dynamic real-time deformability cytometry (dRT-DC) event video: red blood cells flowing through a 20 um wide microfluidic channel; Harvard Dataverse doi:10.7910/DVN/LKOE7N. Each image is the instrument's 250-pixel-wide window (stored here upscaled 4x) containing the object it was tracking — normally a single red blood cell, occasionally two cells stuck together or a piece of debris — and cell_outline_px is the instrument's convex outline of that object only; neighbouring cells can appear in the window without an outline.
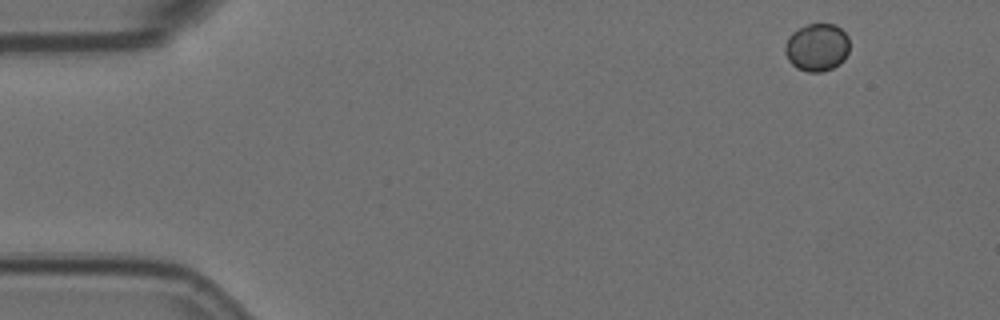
{"species": "Egyptian fruit bat (a non-hibernating species)", "species_latin": "Rousettus aegyptiacus", "temperature_condition": "room temperature", "stored_images_in_passage": 6, "camera_frame_rate_fps": 3000, "um_per_image_px": 0.085, "animal": {"sex": "female"}, "frame": {"image": 1, "passage_image": 1, "time_ms": 0.0, "image_size_px": [1000, 320], "cell_outline_px": [[848, 52], [844, 60], [840, 64], [832, 68], [820, 72], [808, 72], [796, 68], [788, 60], [784, 52], [784, 48], [788, 36], [792, 32], [808, 24], [836, 24], [848, 36]], "centroid_in_image_um": [69.43, 4.03], "position_along_channel_um": 15.6, "area_um2": 18.03}}
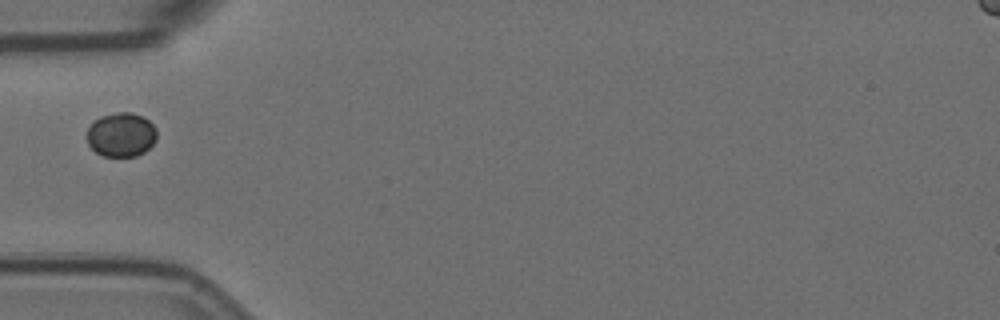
{"frame": {"image": 2, "passage_image": 5, "time_ms": 1.333, "image_size_px": [1000, 320], "cell_outline_px": [[156, 140], [144, 152], [136, 156], [104, 156], [96, 152], [88, 144], [88, 128], [100, 116], [116, 112], [132, 112], [148, 120], [156, 128]], "centroid_in_image_um": [10.31, 11.45], "position_along_channel_um": 74.7, "area_um2": 17.8}}
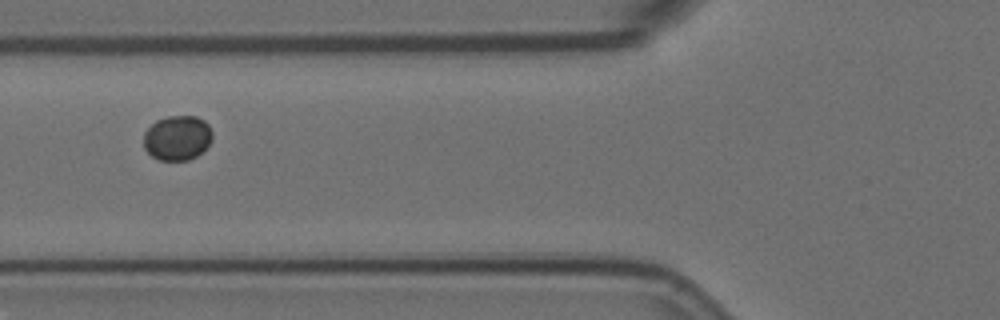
{"frame": {"image": 3, "passage_image": 6, "time_ms": 1.667, "image_size_px": [1000, 320], "cell_outline_px": [[212, 140], [196, 156], [188, 160], [160, 160], [152, 156], [144, 148], [144, 132], [156, 120], [168, 116], [196, 116], [204, 120], [208, 124], [212, 132]], "centroid_in_image_um": [15.06, 11.71], "position_along_channel_um": 110.7, "area_um2": 17.86}}